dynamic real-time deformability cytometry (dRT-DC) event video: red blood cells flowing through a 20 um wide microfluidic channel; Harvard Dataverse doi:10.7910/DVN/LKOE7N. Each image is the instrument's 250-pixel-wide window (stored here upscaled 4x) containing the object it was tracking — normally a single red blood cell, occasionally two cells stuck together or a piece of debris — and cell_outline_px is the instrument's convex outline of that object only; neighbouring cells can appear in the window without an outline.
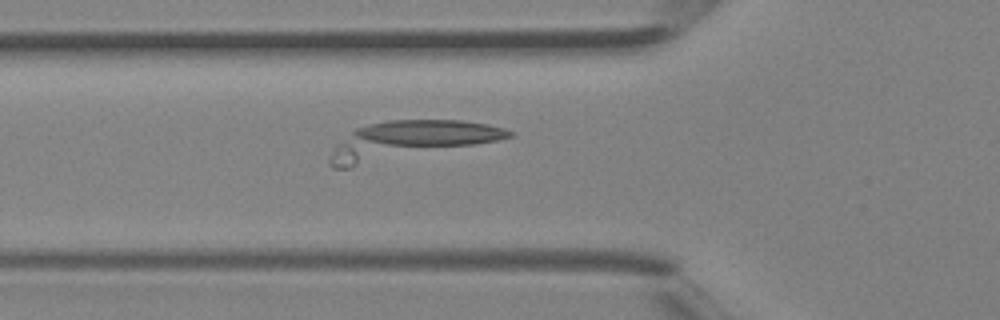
{"species": "Egyptian fruit bat (a non-hibernating species)", "species_latin": "Rousettus aegyptiacus", "temperature_condition": "room temperature", "stored_images_in_passage": 34, "camera_frame_rate_fps": 3000, "um_per_image_px": 0.085, "animal": {"sex": "female"}, "frame": {"image": 1, "passage_image": 8, "time_ms": 2.333, "image_size_px": [1000, 320], "cell_outline_px": [[516, 132], [512, 136], [496, 140], [348, 168], [336, 168], [328, 164], [328, 160], [336, 144], [356, 128], [368, 124], [388, 120], [460, 120], [488, 124], [504, 128]], "centroid_in_image_um": [34.79, 11.9], "position_along_channel_um": 91.0, "area_um2": 38.73}}